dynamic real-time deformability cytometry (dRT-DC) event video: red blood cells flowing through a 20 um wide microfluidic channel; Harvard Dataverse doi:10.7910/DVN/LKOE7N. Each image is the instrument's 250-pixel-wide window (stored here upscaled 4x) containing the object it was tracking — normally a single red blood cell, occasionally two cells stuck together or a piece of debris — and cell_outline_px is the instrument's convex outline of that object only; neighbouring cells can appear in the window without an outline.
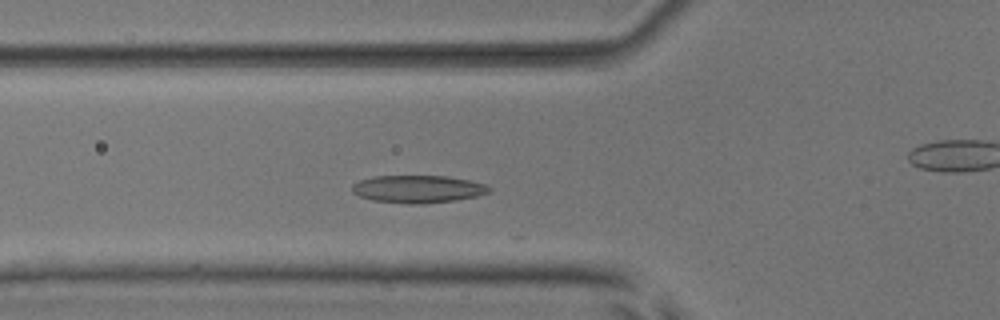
{"species": "common noctule bat (a hibernating species)", "species_latin": "Nyctalus noctula", "temperature_condition": "room temperature", "stored_images_in_passage": 40, "camera_frame_rate_fps": 3000, "um_per_image_px": 0.085, "animal": {"sex": "male", "body_mass_g": 17.9, "forearm_length_mm": 54.2}, "frame": {"image": 1, "passage_image": 12, "time_ms": 3.667, "image_size_px": [1000, 320], "cell_outline_px": [[492, 188], [488, 192], [476, 196], [456, 200], [420, 204], [408, 204], [372, 200], [360, 196], [352, 192], [352, 184], [360, 180], [372, 176], [448, 176], [468, 180], [484, 184]], "centroid_in_image_um": [35.49, 16.07], "position_along_channel_um": 90.3, "area_um2": 21.96}}
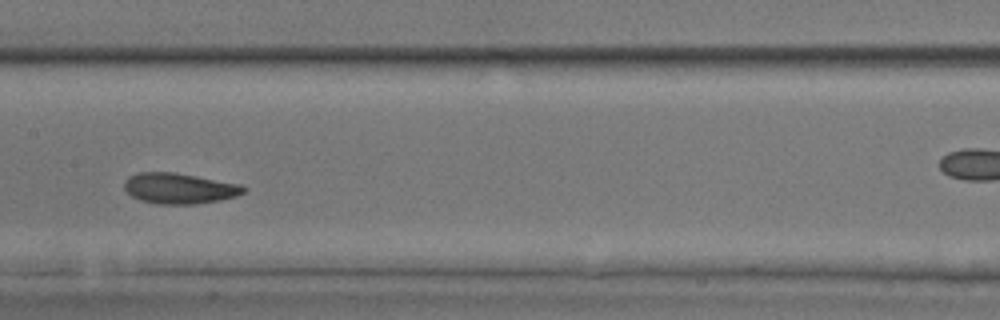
{"frame": {"image": 2, "passage_image": 20, "time_ms": 6.333, "image_size_px": [1000, 320], "cell_outline_px": [[248, 188], [244, 192], [236, 196], [220, 200], [196, 204], [156, 204], [140, 200], [132, 196], [124, 188], [124, 180], [128, 176], [136, 172], [176, 172], [240, 184]], "centroid_in_image_um": [15.23, 16.0], "position_along_channel_um": 192.2, "area_um2": 21.5}}
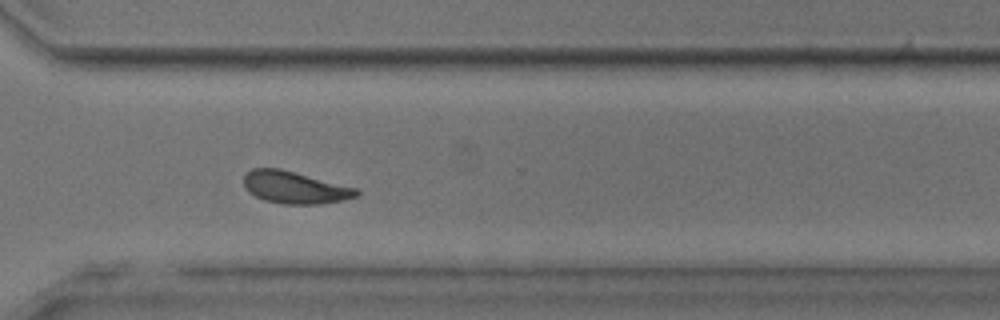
{"frame": {"image": 3, "passage_image": 32, "time_ms": 10.333, "image_size_px": [1000, 320], "cell_outline_px": [[360, 192], [356, 196], [344, 200], [320, 204], [284, 204], [264, 200], [248, 192], [244, 188], [244, 176], [252, 168], [280, 168], [360, 188]], "centroid_in_image_um": [25.09, 15.93], "position_along_channel_um": 345.5, "area_um2": 21.39}, "authors_computed_cell_mechanics": {"area_um2": 21.2415, "velocity_mm_per_s": 3.83, "shape_relaxation_time_tau1_ms": 2.8766, "shape_relaxation_time_tau2_ms": 2.5864, "deformation_change_tau1": 0.1027, "deformation_change_tau2": 0.0963}}